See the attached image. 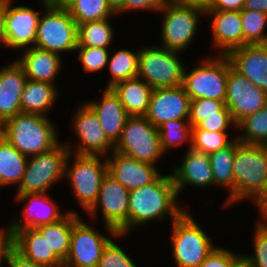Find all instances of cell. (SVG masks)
Listing matches in <instances>:
<instances>
[{"mask_svg": "<svg viewBox=\"0 0 267 267\" xmlns=\"http://www.w3.org/2000/svg\"><path fill=\"white\" fill-rule=\"evenodd\" d=\"M172 175H160L151 184L133 189L129 194L128 234L130 229L169 215L176 220L184 211L178 206Z\"/></svg>", "mask_w": 267, "mask_h": 267, "instance_id": "obj_1", "label": "cell"}, {"mask_svg": "<svg viewBox=\"0 0 267 267\" xmlns=\"http://www.w3.org/2000/svg\"><path fill=\"white\" fill-rule=\"evenodd\" d=\"M48 116L19 113L0 126V134L21 154L36 156L59 144L56 127Z\"/></svg>", "mask_w": 267, "mask_h": 267, "instance_id": "obj_2", "label": "cell"}, {"mask_svg": "<svg viewBox=\"0 0 267 267\" xmlns=\"http://www.w3.org/2000/svg\"><path fill=\"white\" fill-rule=\"evenodd\" d=\"M233 177L234 202L249 198L256 203L267 190V152L262 145L236 138Z\"/></svg>", "mask_w": 267, "mask_h": 267, "instance_id": "obj_3", "label": "cell"}, {"mask_svg": "<svg viewBox=\"0 0 267 267\" xmlns=\"http://www.w3.org/2000/svg\"><path fill=\"white\" fill-rule=\"evenodd\" d=\"M192 217L185 210L172 222L171 248L177 267H198L215 248Z\"/></svg>", "mask_w": 267, "mask_h": 267, "instance_id": "obj_4", "label": "cell"}, {"mask_svg": "<svg viewBox=\"0 0 267 267\" xmlns=\"http://www.w3.org/2000/svg\"><path fill=\"white\" fill-rule=\"evenodd\" d=\"M180 52L162 46L142 47L138 57V78L152 89L183 85L185 64Z\"/></svg>", "mask_w": 267, "mask_h": 267, "instance_id": "obj_5", "label": "cell"}, {"mask_svg": "<svg viewBox=\"0 0 267 267\" xmlns=\"http://www.w3.org/2000/svg\"><path fill=\"white\" fill-rule=\"evenodd\" d=\"M45 7L40 17L34 47L61 55L62 51H75L78 46V26L68 10Z\"/></svg>", "mask_w": 267, "mask_h": 267, "instance_id": "obj_6", "label": "cell"}, {"mask_svg": "<svg viewBox=\"0 0 267 267\" xmlns=\"http://www.w3.org/2000/svg\"><path fill=\"white\" fill-rule=\"evenodd\" d=\"M66 158L64 176L70 180L77 202L86 212L96 201L103 177L108 173L107 158L102 162L100 155L75 154ZM71 158L73 164H69Z\"/></svg>", "mask_w": 267, "mask_h": 267, "instance_id": "obj_7", "label": "cell"}, {"mask_svg": "<svg viewBox=\"0 0 267 267\" xmlns=\"http://www.w3.org/2000/svg\"><path fill=\"white\" fill-rule=\"evenodd\" d=\"M69 153L67 145L59 143L48 152L28 157L16 195L46 193L57 181L65 178V162Z\"/></svg>", "mask_w": 267, "mask_h": 267, "instance_id": "obj_8", "label": "cell"}, {"mask_svg": "<svg viewBox=\"0 0 267 267\" xmlns=\"http://www.w3.org/2000/svg\"><path fill=\"white\" fill-rule=\"evenodd\" d=\"M129 194L126 187L107 173L95 203L86 211L88 216L94 217L100 208L108 235L114 239L128 234Z\"/></svg>", "mask_w": 267, "mask_h": 267, "instance_id": "obj_9", "label": "cell"}, {"mask_svg": "<svg viewBox=\"0 0 267 267\" xmlns=\"http://www.w3.org/2000/svg\"><path fill=\"white\" fill-rule=\"evenodd\" d=\"M114 151L155 165L164 156L157 127L145 116H129Z\"/></svg>", "mask_w": 267, "mask_h": 267, "instance_id": "obj_10", "label": "cell"}, {"mask_svg": "<svg viewBox=\"0 0 267 267\" xmlns=\"http://www.w3.org/2000/svg\"><path fill=\"white\" fill-rule=\"evenodd\" d=\"M217 57L204 59L190 72L185 67L183 86L190 100L226 99L228 57L226 55H218Z\"/></svg>", "mask_w": 267, "mask_h": 267, "instance_id": "obj_11", "label": "cell"}, {"mask_svg": "<svg viewBox=\"0 0 267 267\" xmlns=\"http://www.w3.org/2000/svg\"><path fill=\"white\" fill-rule=\"evenodd\" d=\"M159 11L164 13L160 34L161 46L169 50L182 52L190 46L193 37L196 36L199 18L203 14L205 15V12L198 8L178 5L172 2L166 4Z\"/></svg>", "mask_w": 267, "mask_h": 267, "instance_id": "obj_12", "label": "cell"}, {"mask_svg": "<svg viewBox=\"0 0 267 267\" xmlns=\"http://www.w3.org/2000/svg\"><path fill=\"white\" fill-rule=\"evenodd\" d=\"M225 103L236 124L267 105V92L235 71L229 58Z\"/></svg>", "mask_w": 267, "mask_h": 267, "instance_id": "obj_13", "label": "cell"}, {"mask_svg": "<svg viewBox=\"0 0 267 267\" xmlns=\"http://www.w3.org/2000/svg\"><path fill=\"white\" fill-rule=\"evenodd\" d=\"M111 239L89 227L81 217L74 223L70 247L63 267H97L104 247Z\"/></svg>", "mask_w": 267, "mask_h": 267, "instance_id": "obj_14", "label": "cell"}, {"mask_svg": "<svg viewBox=\"0 0 267 267\" xmlns=\"http://www.w3.org/2000/svg\"><path fill=\"white\" fill-rule=\"evenodd\" d=\"M72 127L81 142L78 143L79 145L74 152L71 143H65L69 152L81 155L107 156V152H110L111 149L114 151V145L105 136L98 116L86 103L77 109Z\"/></svg>", "mask_w": 267, "mask_h": 267, "instance_id": "obj_15", "label": "cell"}, {"mask_svg": "<svg viewBox=\"0 0 267 267\" xmlns=\"http://www.w3.org/2000/svg\"><path fill=\"white\" fill-rule=\"evenodd\" d=\"M190 97L183 85L153 89L145 117L159 128L172 120H189Z\"/></svg>", "mask_w": 267, "mask_h": 267, "instance_id": "obj_16", "label": "cell"}, {"mask_svg": "<svg viewBox=\"0 0 267 267\" xmlns=\"http://www.w3.org/2000/svg\"><path fill=\"white\" fill-rule=\"evenodd\" d=\"M11 4L12 0H4L7 48L34 47L40 20L39 11L25 5L12 7Z\"/></svg>", "mask_w": 267, "mask_h": 267, "instance_id": "obj_17", "label": "cell"}, {"mask_svg": "<svg viewBox=\"0 0 267 267\" xmlns=\"http://www.w3.org/2000/svg\"><path fill=\"white\" fill-rule=\"evenodd\" d=\"M107 156L108 173L129 191L151 184L159 176L155 165L139 161L117 151ZM111 157V158H110Z\"/></svg>", "mask_w": 267, "mask_h": 267, "instance_id": "obj_18", "label": "cell"}, {"mask_svg": "<svg viewBox=\"0 0 267 267\" xmlns=\"http://www.w3.org/2000/svg\"><path fill=\"white\" fill-rule=\"evenodd\" d=\"M15 199L18 202L27 201V203L22 211V218L10 222L8 227L10 232H18L26 228H38L56 222L64 216L47 193L16 195Z\"/></svg>", "mask_w": 267, "mask_h": 267, "instance_id": "obj_19", "label": "cell"}, {"mask_svg": "<svg viewBox=\"0 0 267 267\" xmlns=\"http://www.w3.org/2000/svg\"><path fill=\"white\" fill-rule=\"evenodd\" d=\"M226 56L235 71L267 92V44L243 45Z\"/></svg>", "mask_w": 267, "mask_h": 267, "instance_id": "obj_20", "label": "cell"}, {"mask_svg": "<svg viewBox=\"0 0 267 267\" xmlns=\"http://www.w3.org/2000/svg\"><path fill=\"white\" fill-rule=\"evenodd\" d=\"M177 195L187 185L208 187L214 185L213 173L208 154L188 148L180 166L177 165L171 172Z\"/></svg>", "mask_w": 267, "mask_h": 267, "instance_id": "obj_21", "label": "cell"}, {"mask_svg": "<svg viewBox=\"0 0 267 267\" xmlns=\"http://www.w3.org/2000/svg\"><path fill=\"white\" fill-rule=\"evenodd\" d=\"M26 81V74L17 60L0 68V126L21 113L20 98Z\"/></svg>", "mask_w": 267, "mask_h": 267, "instance_id": "obj_22", "label": "cell"}, {"mask_svg": "<svg viewBox=\"0 0 267 267\" xmlns=\"http://www.w3.org/2000/svg\"><path fill=\"white\" fill-rule=\"evenodd\" d=\"M98 116L108 140L115 145L129 115L112 88H105L100 101L85 102Z\"/></svg>", "mask_w": 267, "mask_h": 267, "instance_id": "obj_23", "label": "cell"}, {"mask_svg": "<svg viewBox=\"0 0 267 267\" xmlns=\"http://www.w3.org/2000/svg\"><path fill=\"white\" fill-rule=\"evenodd\" d=\"M211 17L213 45L220 49L219 55L243 46V30L240 11H207Z\"/></svg>", "mask_w": 267, "mask_h": 267, "instance_id": "obj_24", "label": "cell"}, {"mask_svg": "<svg viewBox=\"0 0 267 267\" xmlns=\"http://www.w3.org/2000/svg\"><path fill=\"white\" fill-rule=\"evenodd\" d=\"M13 234V248L23 257L46 267H63V261L49 248L36 228H26Z\"/></svg>", "mask_w": 267, "mask_h": 267, "instance_id": "obj_25", "label": "cell"}, {"mask_svg": "<svg viewBox=\"0 0 267 267\" xmlns=\"http://www.w3.org/2000/svg\"><path fill=\"white\" fill-rule=\"evenodd\" d=\"M17 62L22 66L27 79L50 84H54L62 66L59 54L36 47L25 49Z\"/></svg>", "mask_w": 267, "mask_h": 267, "instance_id": "obj_26", "label": "cell"}, {"mask_svg": "<svg viewBox=\"0 0 267 267\" xmlns=\"http://www.w3.org/2000/svg\"><path fill=\"white\" fill-rule=\"evenodd\" d=\"M57 93L55 84L27 79L20 98L21 113L47 116L59 97Z\"/></svg>", "mask_w": 267, "mask_h": 267, "instance_id": "obj_27", "label": "cell"}, {"mask_svg": "<svg viewBox=\"0 0 267 267\" xmlns=\"http://www.w3.org/2000/svg\"><path fill=\"white\" fill-rule=\"evenodd\" d=\"M118 95L129 116H145L153 89L142 79L136 77L112 87Z\"/></svg>", "mask_w": 267, "mask_h": 267, "instance_id": "obj_28", "label": "cell"}, {"mask_svg": "<svg viewBox=\"0 0 267 267\" xmlns=\"http://www.w3.org/2000/svg\"><path fill=\"white\" fill-rule=\"evenodd\" d=\"M79 218L77 211H68L58 221L36 228L63 262L69 252L73 225Z\"/></svg>", "mask_w": 267, "mask_h": 267, "instance_id": "obj_29", "label": "cell"}, {"mask_svg": "<svg viewBox=\"0 0 267 267\" xmlns=\"http://www.w3.org/2000/svg\"><path fill=\"white\" fill-rule=\"evenodd\" d=\"M236 153V139L226 148L209 154L210 166L213 173L214 185L227 187L229 194L223 208L234 202L233 163Z\"/></svg>", "mask_w": 267, "mask_h": 267, "instance_id": "obj_30", "label": "cell"}, {"mask_svg": "<svg viewBox=\"0 0 267 267\" xmlns=\"http://www.w3.org/2000/svg\"><path fill=\"white\" fill-rule=\"evenodd\" d=\"M28 157L21 154L0 134V188L21 182Z\"/></svg>", "mask_w": 267, "mask_h": 267, "instance_id": "obj_31", "label": "cell"}, {"mask_svg": "<svg viewBox=\"0 0 267 267\" xmlns=\"http://www.w3.org/2000/svg\"><path fill=\"white\" fill-rule=\"evenodd\" d=\"M138 57L139 50L134 53L127 49H120L108 58L107 65L111 79L105 88H112L117 83L136 78L138 76Z\"/></svg>", "mask_w": 267, "mask_h": 267, "instance_id": "obj_32", "label": "cell"}, {"mask_svg": "<svg viewBox=\"0 0 267 267\" xmlns=\"http://www.w3.org/2000/svg\"><path fill=\"white\" fill-rule=\"evenodd\" d=\"M110 18L78 25V46L107 48L113 41Z\"/></svg>", "mask_w": 267, "mask_h": 267, "instance_id": "obj_33", "label": "cell"}, {"mask_svg": "<svg viewBox=\"0 0 267 267\" xmlns=\"http://www.w3.org/2000/svg\"><path fill=\"white\" fill-rule=\"evenodd\" d=\"M237 128L243 132L236 135L240 142L262 145L267 140V105L242 119Z\"/></svg>", "mask_w": 267, "mask_h": 267, "instance_id": "obj_34", "label": "cell"}, {"mask_svg": "<svg viewBox=\"0 0 267 267\" xmlns=\"http://www.w3.org/2000/svg\"><path fill=\"white\" fill-rule=\"evenodd\" d=\"M158 130L160 134L161 150L164 155L168 153V149L176 148L188 141L190 142L189 149L192 147V126L188 120L168 121L163 123Z\"/></svg>", "mask_w": 267, "mask_h": 267, "instance_id": "obj_35", "label": "cell"}, {"mask_svg": "<svg viewBox=\"0 0 267 267\" xmlns=\"http://www.w3.org/2000/svg\"><path fill=\"white\" fill-rule=\"evenodd\" d=\"M243 30V45L267 44V14L260 11L240 10Z\"/></svg>", "mask_w": 267, "mask_h": 267, "instance_id": "obj_36", "label": "cell"}, {"mask_svg": "<svg viewBox=\"0 0 267 267\" xmlns=\"http://www.w3.org/2000/svg\"><path fill=\"white\" fill-rule=\"evenodd\" d=\"M68 11L77 26L86 22L111 18L115 14L107 0H76Z\"/></svg>", "mask_w": 267, "mask_h": 267, "instance_id": "obj_37", "label": "cell"}, {"mask_svg": "<svg viewBox=\"0 0 267 267\" xmlns=\"http://www.w3.org/2000/svg\"><path fill=\"white\" fill-rule=\"evenodd\" d=\"M228 138L227 132H210L194 126L192 127L191 148L209 155L228 147L236 139V137L232 140Z\"/></svg>", "mask_w": 267, "mask_h": 267, "instance_id": "obj_38", "label": "cell"}, {"mask_svg": "<svg viewBox=\"0 0 267 267\" xmlns=\"http://www.w3.org/2000/svg\"><path fill=\"white\" fill-rule=\"evenodd\" d=\"M211 115H231L226 107L225 100L196 99L190 102L189 123L192 127L197 126L207 116Z\"/></svg>", "mask_w": 267, "mask_h": 267, "instance_id": "obj_39", "label": "cell"}, {"mask_svg": "<svg viewBox=\"0 0 267 267\" xmlns=\"http://www.w3.org/2000/svg\"><path fill=\"white\" fill-rule=\"evenodd\" d=\"M78 59L82 64L83 71L94 73L103 70L107 66L110 57L109 49L100 47L77 46Z\"/></svg>", "mask_w": 267, "mask_h": 267, "instance_id": "obj_40", "label": "cell"}, {"mask_svg": "<svg viewBox=\"0 0 267 267\" xmlns=\"http://www.w3.org/2000/svg\"><path fill=\"white\" fill-rule=\"evenodd\" d=\"M97 267H137L118 244L110 240L104 247Z\"/></svg>", "mask_w": 267, "mask_h": 267, "instance_id": "obj_41", "label": "cell"}, {"mask_svg": "<svg viewBox=\"0 0 267 267\" xmlns=\"http://www.w3.org/2000/svg\"><path fill=\"white\" fill-rule=\"evenodd\" d=\"M253 237L254 255H248L254 267H267V226L256 221Z\"/></svg>", "mask_w": 267, "mask_h": 267, "instance_id": "obj_42", "label": "cell"}, {"mask_svg": "<svg viewBox=\"0 0 267 267\" xmlns=\"http://www.w3.org/2000/svg\"><path fill=\"white\" fill-rule=\"evenodd\" d=\"M237 255L228 249L215 247L198 267H231Z\"/></svg>", "mask_w": 267, "mask_h": 267, "instance_id": "obj_43", "label": "cell"}, {"mask_svg": "<svg viewBox=\"0 0 267 267\" xmlns=\"http://www.w3.org/2000/svg\"><path fill=\"white\" fill-rule=\"evenodd\" d=\"M231 125L237 127L231 115H211L201 121L197 127L210 132H226Z\"/></svg>", "mask_w": 267, "mask_h": 267, "instance_id": "obj_44", "label": "cell"}, {"mask_svg": "<svg viewBox=\"0 0 267 267\" xmlns=\"http://www.w3.org/2000/svg\"><path fill=\"white\" fill-rule=\"evenodd\" d=\"M169 2V0H126L124 8L119 13L139 9L159 12Z\"/></svg>", "mask_w": 267, "mask_h": 267, "instance_id": "obj_45", "label": "cell"}, {"mask_svg": "<svg viewBox=\"0 0 267 267\" xmlns=\"http://www.w3.org/2000/svg\"><path fill=\"white\" fill-rule=\"evenodd\" d=\"M13 249V234L9 228L0 230V266L2 262H6L9 253Z\"/></svg>", "mask_w": 267, "mask_h": 267, "instance_id": "obj_46", "label": "cell"}, {"mask_svg": "<svg viewBox=\"0 0 267 267\" xmlns=\"http://www.w3.org/2000/svg\"><path fill=\"white\" fill-rule=\"evenodd\" d=\"M6 264L9 267H46L23 257L14 248L9 253Z\"/></svg>", "mask_w": 267, "mask_h": 267, "instance_id": "obj_47", "label": "cell"}, {"mask_svg": "<svg viewBox=\"0 0 267 267\" xmlns=\"http://www.w3.org/2000/svg\"><path fill=\"white\" fill-rule=\"evenodd\" d=\"M245 0H214L213 6L208 11H240Z\"/></svg>", "mask_w": 267, "mask_h": 267, "instance_id": "obj_48", "label": "cell"}, {"mask_svg": "<svg viewBox=\"0 0 267 267\" xmlns=\"http://www.w3.org/2000/svg\"><path fill=\"white\" fill-rule=\"evenodd\" d=\"M172 3L201 9L205 13L213 6L214 0H169Z\"/></svg>", "mask_w": 267, "mask_h": 267, "instance_id": "obj_49", "label": "cell"}, {"mask_svg": "<svg viewBox=\"0 0 267 267\" xmlns=\"http://www.w3.org/2000/svg\"><path fill=\"white\" fill-rule=\"evenodd\" d=\"M258 208V211L260 212L259 214H261V218L260 220H258L259 223H261L262 225H266L267 226V190L266 192L259 198V200L255 203Z\"/></svg>", "mask_w": 267, "mask_h": 267, "instance_id": "obj_50", "label": "cell"}, {"mask_svg": "<svg viewBox=\"0 0 267 267\" xmlns=\"http://www.w3.org/2000/svg\"><path fill=\"white\" fill-rule=\"evenodd\" d=\"M243 9L260 11L267 14V0H245Z\"/></svg>", "mask_w": 267, "mask_h": 267, "instance_id": "obj_51", "label": "cell"}, {"mask_svg": "<svg viewBox=\"0 0 267 267\" xmlns=\"http://www.w3.org/2000/svg\"><path fill=\"white\" fill-rule=\"evenodd\" d=\"M0 42H2L7 47L6 32H5L4 0H0Z\"/></svg>", "mask_w": 267, "mask_h": 267, "instance_id": "obj_52", "label": "cell"}, {"mask_svg": "<svg viewBox=\"0 0 267 267\" xmlns=\"http://www.w3.org/2000/svg\"><path fill=\"white\" fill-rule=\"evenodd\" d=\"M76 0H50L48 4L56 9L69 10Z\"/></svg>", "mask_w": 267, "mask_h": 267, "instance_id": "obj_53", "label": "cell"}, {"mask_svg": "<svg viewBox=\"0 0 267 267\" xmlns=\"http://www.w3.org/2000/svg\"><path fill=\"white\" fill-rule=\"evenodd\" d=\"M231 267H254V265L246 255L238 254L233 259Z\"/></svg>", "mask_w": 267, "mask_h": 267, "instance_id": "obj_54", "label": "cell"}, {"mask_svg": "<svg viewBox=\"0 0 267 267\" xmlns=\"http://www.w3.org/2000/svg\"><path fill=\"white\" fill-rule=\"evenodd\" d=\"M110 8L116 14H118L125 6L126 0H107Z\"/></svg>", "mask_w": 267, "mask_h": 267, "instance_id": "obj_55", "label": "cell"}, {"mask_svg": "<svg viewBox=\"0 0 267 267\" xmlns=\"http://www.w3.org/2000/svg\"><path fill=\"white\" fill-rule=\"evenodd\" d=\"M262 147L265 149V151L267 152V140L262 144Z\"/></svg>", "mask_w": 267, "mask_h": 267, "instance_id": "obj_56", "label": "cell"}]
</instances>
